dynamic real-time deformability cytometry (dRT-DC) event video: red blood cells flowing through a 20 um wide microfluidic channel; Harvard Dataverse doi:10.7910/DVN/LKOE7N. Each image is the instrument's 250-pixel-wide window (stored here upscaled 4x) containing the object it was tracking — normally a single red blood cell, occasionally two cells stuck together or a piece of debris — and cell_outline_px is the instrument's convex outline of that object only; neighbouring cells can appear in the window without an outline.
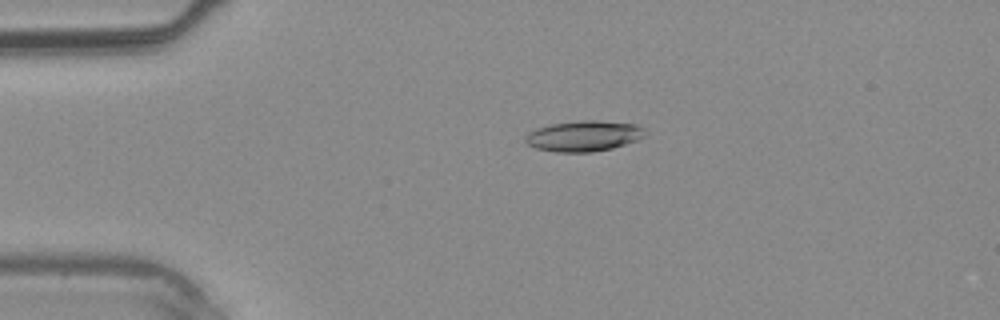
{"species": "common noctule bat (a hibernating species)", "species_latin": "Nyctalus noctula", "temperature_condition": "warm", "stored_images_in_passage": 39, "camera_frame_rate_fps": 3000, "um_per_image_px": 0.085, "animal": {"sex": "male", "body_mass_g": 20.4}, "frame": {"image": 1, "passage_image": 9, "time_ms": 2.667, "image_size_px": [1000, 320], "cell_outline_px": [[644, 136], [636, 140], [612, 148], [592, 152], [556, 152], [536, 148], [528, 144], [524, 140], [524, 136], [528, 132], [536, 128], [552, 124], [580, 120], [596, 120], [636, 124], [644, 128]], "centroid_in_image_um": [49.59, 11.55], "position_along_channel_um": 35.4, "area_um2": 21.33}}
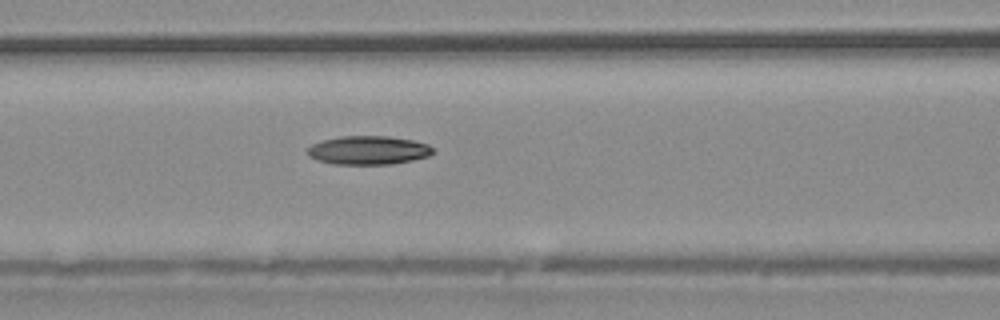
{"frame": {"image": 2, "passage_image": 17, "time_ms": 5.333, "image_size_px": [1000, 320], "cell_outline_px": [[436, 152], [428, 156], [412, 160], [392, 164], [332, 164], [316, 160], [308, 156], [308, 148], [312, 144], [324, 140], [340, 136], [388, 136], [412, 140], [428, 144]], "centroid_in_image_um": [31.31, 12.77], "position_along_channel_um": 135.3, "area_um2": 20.98}}
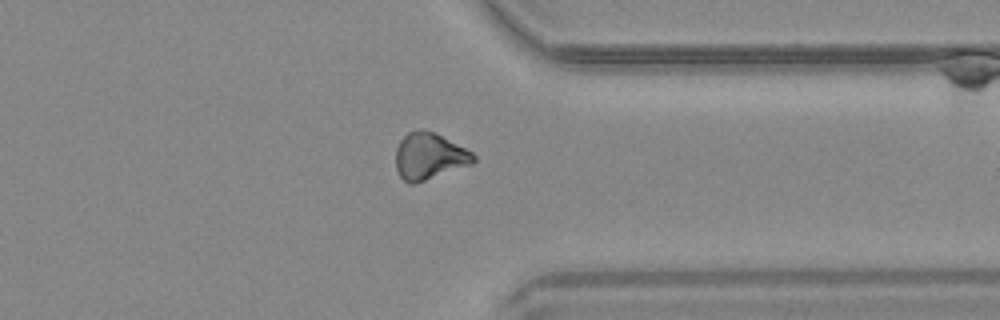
{"frame": {"image": 3, "passage_image": 31, "time_ms": 10.0, "image_size_px": [1000, 320], "cell_outline_px": [[476, 160], [472, 164], [416, 184], [408, 184], [400, 176], [396, 168], [396, 148], [400, 140], [408, 132], [420, 128], [424, 128], [472, 152], [476, 156]], "centroid_in_image_um": [36.46, 13.3], "position_along_channel_um": 374.9, "area_um2": 21.1}}